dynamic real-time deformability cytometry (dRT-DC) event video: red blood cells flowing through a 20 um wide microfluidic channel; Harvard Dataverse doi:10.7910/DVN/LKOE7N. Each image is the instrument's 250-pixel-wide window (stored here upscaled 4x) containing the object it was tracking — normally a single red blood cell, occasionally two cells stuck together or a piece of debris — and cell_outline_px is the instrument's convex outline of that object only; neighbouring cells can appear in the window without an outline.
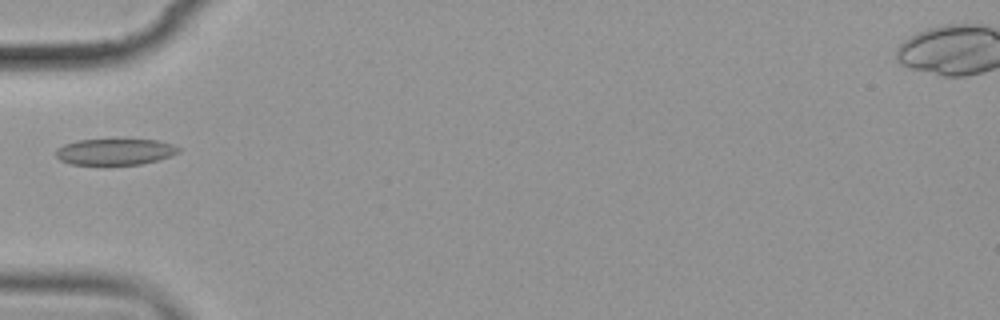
{"species": "common noctule bat (a hibernating species)", "species_latin": "Nyctalus noctula", "temperature_condition": "cold", "stored_images_in_passage": 6, "camera_frame_rate_fps": 3000, "um_per_image_px": 0.085, "animal": {"sex": "female", "body_mass_g": 19.9}, "frame": {"image": 1, "passage_image": 6, "time_ms": 5.667, "image_size_px": [1000, 320], "cell_outline_px": [[180, 152], [156, 160], [140, 164], [108, 168], [72, 164], [60, 160], [56, 156], [56, 148], [64, 144], [76, 140], [116, 136], [156, 140], [172, 144], [180, 148]], "centroid_in_image_um": [9.72, 12.89], "position_along_channel_um": 75.3, "area_um2": 20.58}}